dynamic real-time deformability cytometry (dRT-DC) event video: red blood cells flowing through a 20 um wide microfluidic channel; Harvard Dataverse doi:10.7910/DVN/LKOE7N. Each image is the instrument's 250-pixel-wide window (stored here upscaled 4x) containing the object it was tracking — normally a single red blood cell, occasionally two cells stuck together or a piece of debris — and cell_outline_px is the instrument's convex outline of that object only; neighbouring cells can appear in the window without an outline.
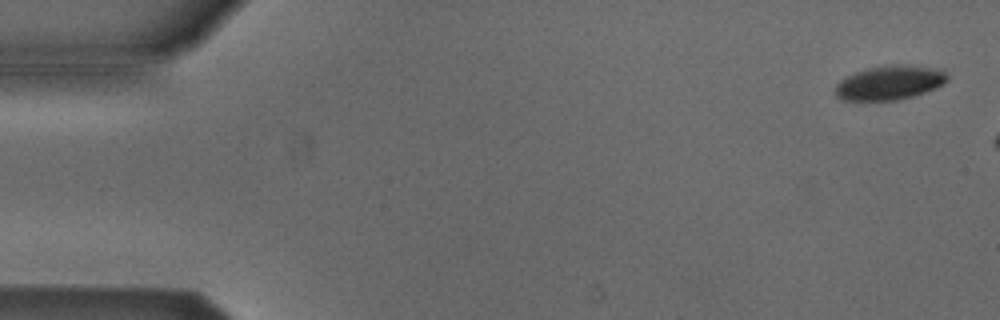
{"species": "Egyptian fruit bat (a non-hibernating species)", "species_latin": "Rousettus aegyptiacus", "temperature_condition": "cold", "stored_images_in_passage": 3, "camera_frame_rate_fps": 3000, "um_per_image_px": 0.085, "animal": {"sex": "male"}, "frame": {"image": 1, "passage_image": 1, "time_ms": 0.0, "image_size_px": [1000, 320], "cell_outline_px": [[948, 80], [944, 84], [924, 92], [912, 96], [896, 100], [840, 100], [836, 96], [836, 84], [840, 80], [856, 72], [868, 68], [940, 68], [948, 76]], "centroid_in_image_um": [75.58, 7.09], "position_along_channel_um": 9.4, "area_um2": 21.1}}